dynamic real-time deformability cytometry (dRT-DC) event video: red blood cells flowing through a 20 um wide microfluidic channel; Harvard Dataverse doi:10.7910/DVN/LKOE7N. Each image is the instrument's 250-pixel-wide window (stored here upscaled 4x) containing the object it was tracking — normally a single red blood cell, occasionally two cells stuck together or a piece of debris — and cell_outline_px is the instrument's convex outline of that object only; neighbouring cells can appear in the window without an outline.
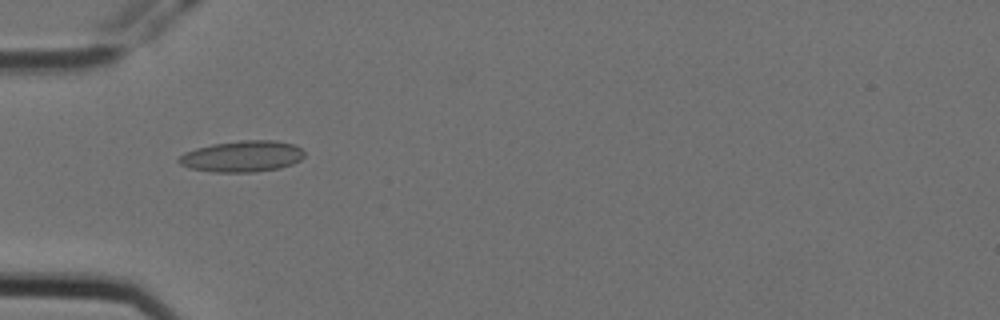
{"species": "Egyptian fruit bat (a non-hibernating species)", "species_latin": "Rousettus aegyptiacus", "temperature_condition": "cold", "stored_images_in_passage": 14, "camera_frame_rate_fps": 3000, "um_per_image_px": 0.085, "animal": {"sex": "female"}, "frame": {"image": 1, "passage_image": 5, "time_ms": 1.333, "image_size_px": [1000, 320], "cell_outline_px": [[304, 156], [300, 160], [292, 164], [280, 168], [256, 172], [212, 172], [188, 168], [180, 164], [176, 160], [184, 152], [196, 148], [212, 144], [244, 140], [272, 140], [296, 144], [304, 152]], "centroid_in_image_um": [20.58, 13.29], "position_along_channel_um": 64.4, "area_um2": 23.0}}
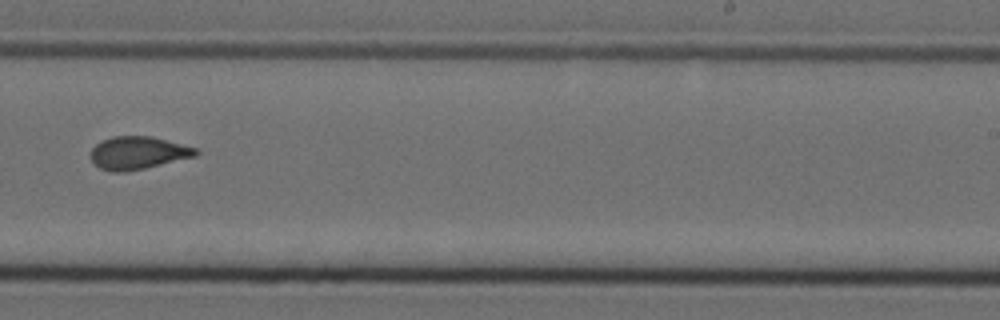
{"frame": {"image": 2, "passage_image": 10, "time_ms": 3.0, "image_size_px": [1000, 320], "cell_outline_px": [[200, 152], [196, 156], [144, 168], [124, 172], [112, 172], [100, 168], [92, 160], [92, 148], [100, 140], [112, 136], [152, 136], [196, 148]], "centroid_in_image_um": [11.72, 12.98], "position_along_channel_um": 277.3, "area_um2": 19.94}}
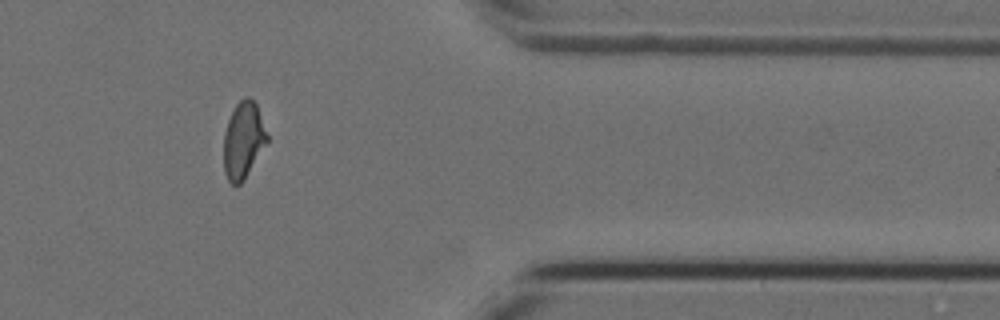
{"frame": {"image": 3, "passage_image": 13, "time_ms": 4.0, "image_size_px": [1000, 320], "cell_outline_px": [[268, 140], [244, 180], [236, 188], [228, 180], [224, 172], [224, 132], [228, 120], [236, 104], [244, 96], [248, 96], [256, 104], [268, 136]], "centroid_in_image_um": [20.66, 11.94], "position_along_channel_um": 390.7, "area_um2": 19.25}}